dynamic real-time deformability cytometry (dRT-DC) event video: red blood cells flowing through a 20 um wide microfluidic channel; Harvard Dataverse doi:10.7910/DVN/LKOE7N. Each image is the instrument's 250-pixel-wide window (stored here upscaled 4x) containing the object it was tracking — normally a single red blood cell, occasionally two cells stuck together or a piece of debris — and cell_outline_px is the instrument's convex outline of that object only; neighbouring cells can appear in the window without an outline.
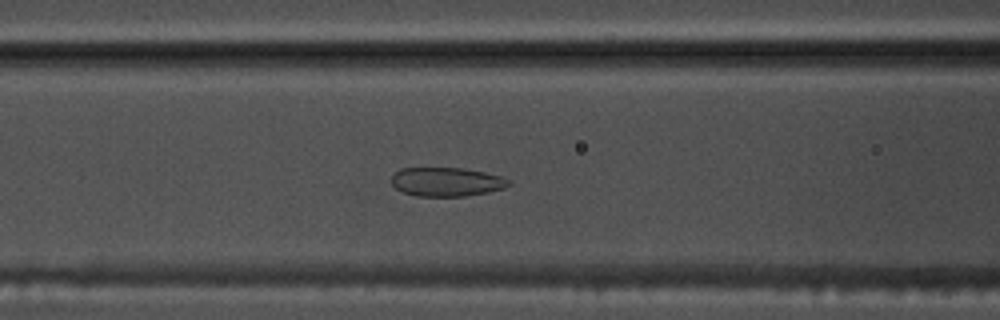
{"species": "common noctule bat (a hibernating species)", "species_latin": "Nyctalus noctula", "temperature_condition": "warm", "stored_images_in_passage": 54, "camera_frame_rate_fps": 3000, "um_per_image_px": 0.085, "animal": {"sex": "male", "body_mass_g": 17.5, "forearm_length_mm": 52.3}, "frame": {"image": 1, "passage_image": 22, "time_ms": 7.0, "image_size_px": [1000, 320], "cell_outline_px": [[512, 184], [504, 188], [488, 192], [464, 196], [416, 196], [404, 192], [396, 188], [392, 184], [392, 176], [400, 168], [464, 168], [484, 172], [500, 176], [512, 180]], "centroid_in_image_um": [37.99, 15.45], "position_along_channel_um": 128.6, "area_um2": 19.77}}
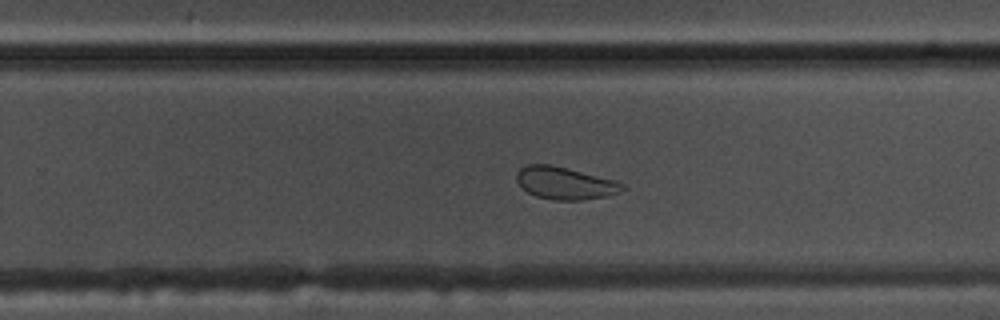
{"frame": {"image": 2, "passage_image": 34, "time_ms": 11.0, "image_size_px": [1000, 320], "cell_outline_px": [[628, 188], [620, 192], [608, 196], [584, 200], [552, 200], [536, 196], [520, 188], [516, 180], [516, 172], [520, 168], [528, 164], [548, 164], [568, 168], [616, 180], [624, 184]], "centroid_in_image_um": [48.03, 15.57], "position_along_channel_um": 281.8, "area_um2": 20.35}}
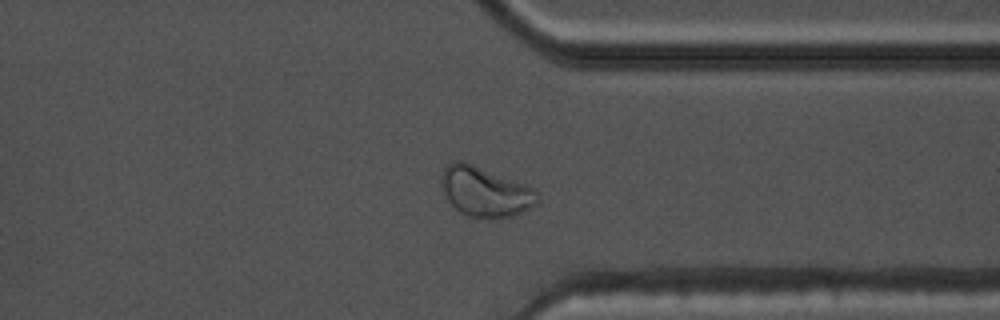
{"frame": {"image": 3, "passage_image": 41, "time_ms": 13.333, "image_size_px": [1000, 320], "cell_outline_px": [[540, 200], [536, 204], [520, 212], [508, 216], [468, 216], [460, 212], [448, 200], [444, 192], [440, 180], [440, 176], [444, 168], [452, 160], [460, 160], [472, 164], [524, 184], [532, 188], [536, 192]], "centroid_in_image_um": [41.19, 16.25], "position_along_channel_um": 370.2, "area_um2": 27.11}, "authors_computed_cell_mechanics": {"area_um2": 25.8077, "velocity_mm_per_s": 3.8415, "shape_relaxation_time_tau1_ms": null, "shape_relaxation_time_tau2_ms": 1.1146, "deformation_change_tau1": null, "deformation_change_tau2": 0.0639}}